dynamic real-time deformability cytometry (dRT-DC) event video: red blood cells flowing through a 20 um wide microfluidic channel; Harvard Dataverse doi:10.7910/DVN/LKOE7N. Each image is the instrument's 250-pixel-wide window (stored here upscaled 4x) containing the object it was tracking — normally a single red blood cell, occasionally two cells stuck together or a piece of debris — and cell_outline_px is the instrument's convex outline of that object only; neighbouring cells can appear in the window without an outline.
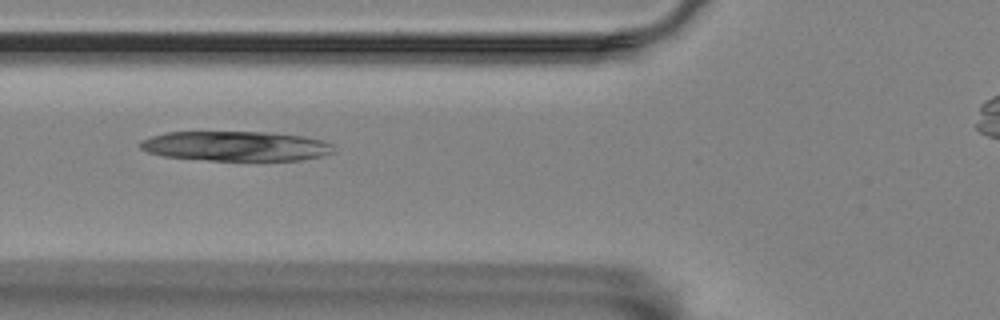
{"species": "Egyptian fruit bat (a non-hibernating species)", "species_latin": "Rousettus aegyptiacus", "temperature_condition": "room temperature", "stored_images_in_passage": 4, "camera_frame_rate_fps": 3000, "um_per_image_px": 0.085, "animal": {"sex": "female"}, "frame": {"image": 1, "passage_image": 3, "time_ms": 2.333, "image_size_px": [1000, 320], "cell_outline_px": [[336, 152], [324, 156], [300, 160], [208, 160], [164, 156], [148, 152], [140, 148], [140, 140], [164, 132], [272, 132], [304, 136], [324, 140], [332, 144]], "centroid_in_image_um": [20.1, 12.41], "position_along_channel_um": 105.7, "area_um2": 33.81}}
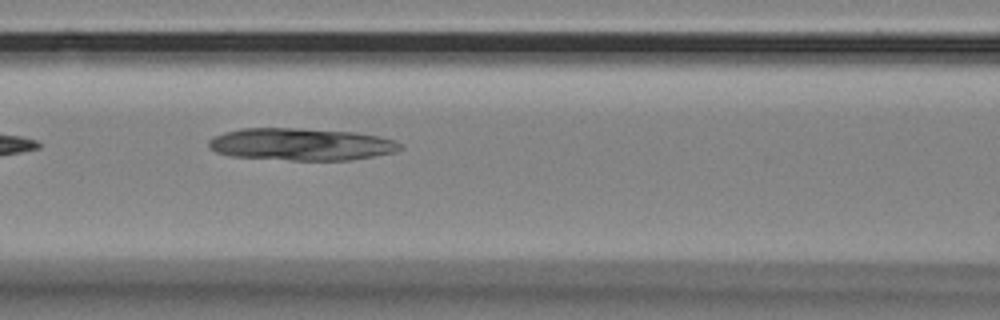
{"frame": {"image": 2, "passage_image": 4, "time_ms": 3.333, "image_size_px": [1000, 320], "cell_outline_px": [[404, 148], [396, 152], [352, 160], [292, 160], [232, 156], [216, 152], [208, 148], [208, 140], [212, 136], [224, 132], [240, 128], [296, 128], [356, 132], [380, 136], [392, 140], [400, 144]], "centroid_in_image_um": [25.58, 12.26], "position_along_channel_um": 141.0, "area_um2": 36.18}}